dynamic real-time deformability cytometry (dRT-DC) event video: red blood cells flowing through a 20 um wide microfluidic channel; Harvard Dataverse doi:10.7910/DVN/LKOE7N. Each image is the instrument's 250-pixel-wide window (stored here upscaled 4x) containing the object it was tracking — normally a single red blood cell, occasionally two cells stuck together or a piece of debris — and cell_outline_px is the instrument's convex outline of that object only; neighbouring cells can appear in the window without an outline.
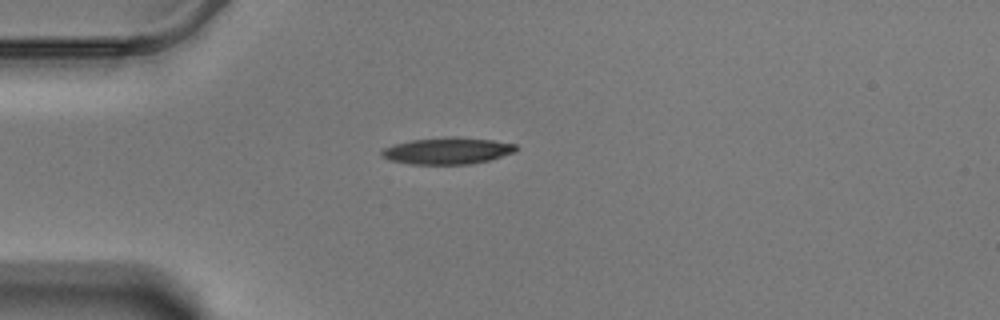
{"species": "Egyptian fruit bat (a non-hibernating species)", "species_latin": "Rousettus aegyptiacus", "temperature_condition": "warm", "stored_images_in_passage": 44, "camera_frame_rate_fps": 3000, "um_per_image_px": 0.085, "animal": {"sex": "male"}, "frame": {"image": 1, "passage_image": 1, "time_ms": 0.0, "image_size_px": [1000, 320], "cell_outline_px": [[516, 152], [488, 160], [468, 164], [412, 164], [388, 160], [380, 156], [380, 152], [384, 148], [392, 144], [412, 140], [492, 140], [516, 144]], "centroid_in_image_um": [37.96, 12.88], "position_along_channel_um": 47.0, "area_um2": 19.71}}
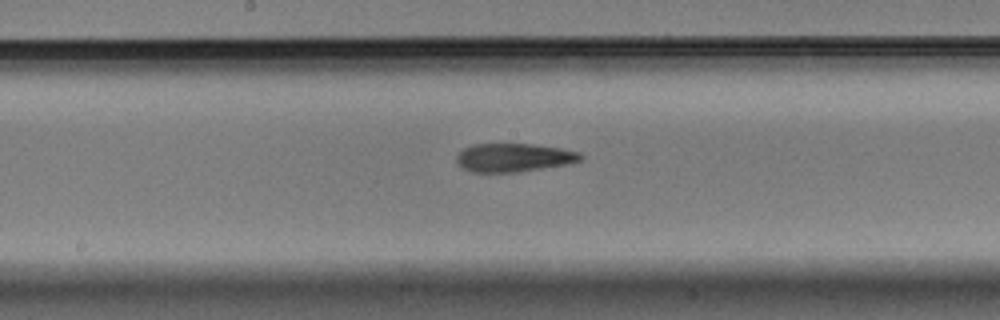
{"frame": {"image": 2, "passage_image": 16, "time_ms": 5.0, "image_size_px": [1000, 320], "cell_outline_px": [[584, 156], [580, 160], [568, 164], [520, 172], [472, 172], [464, 168], [456, 160], [456, 156], [464, 148], [476, 144], [528, 144], [560, 148], [580, 152]], "centroid_in_image_um": [43.69, 13.4], "position_along_channel_um": 204.5, "area_um2": 20.4}}
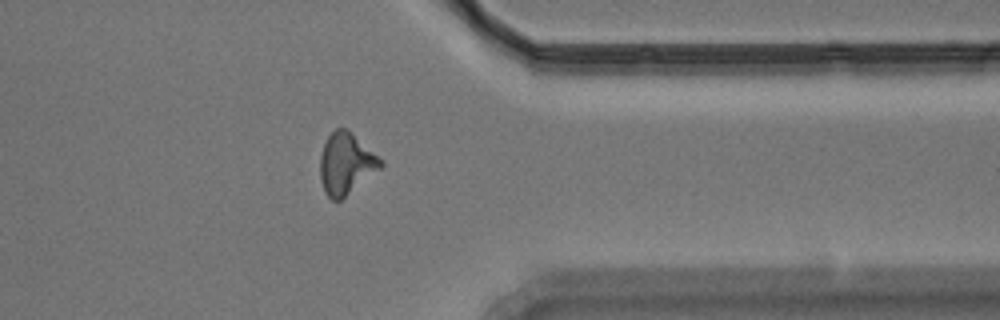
{"frame": {"image": 3, "passage_image": 32, "time_ms": 10.333, "image_size_px": [1000, 320], "cell_outline_px": [[384, 164], [380, 168], [340, 200], [332, 200], [324, 192], [320, 180], [320, 156], [324, 144], [328, 136], [336, 128], [344, 128], [384, 160]], "centroid_in_image_um": [29.39, 13.92], "position_along_channel_um": 382.0, "area_um2": 21.21}, "authors_computed_cell_mechanics": {"area_um2": 20.6346, "velocity_mm_per_s": 3.4791, "shape_relaxation_time_tau1_ms": 10.1546, "shape_relaxation_time_tau2_ms": 4.5836, "deformation_change_tau1": 0.2482, "deformation_change_tau2": 0.153}}